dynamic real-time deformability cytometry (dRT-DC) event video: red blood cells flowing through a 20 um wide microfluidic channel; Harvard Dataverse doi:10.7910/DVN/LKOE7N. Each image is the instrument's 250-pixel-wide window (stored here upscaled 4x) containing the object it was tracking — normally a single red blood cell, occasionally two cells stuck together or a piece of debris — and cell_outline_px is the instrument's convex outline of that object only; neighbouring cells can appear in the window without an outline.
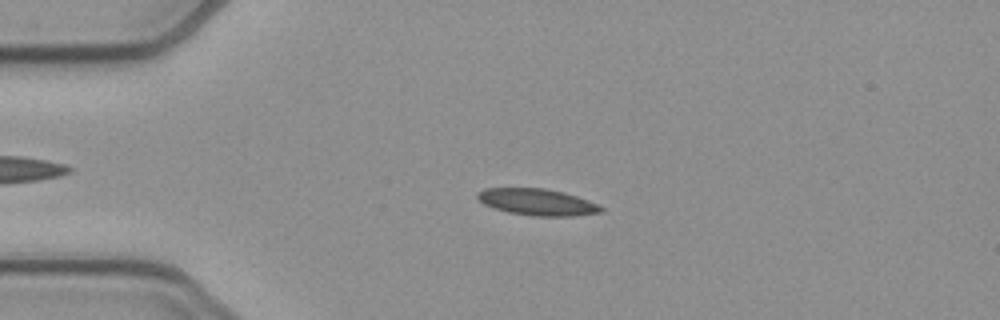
{"species": "common noctule bat (a hibernating species)", "species_latin": "Nyctalus noctula", "temperature_condition": "cold", "stored_images_in_passage": 52, "camera_frame_rate_fps": 3000, "um_per_image_px": 0.085, "animal": {"sex": "female", "body_mass_g": 21.9}, "frame": {"image": 1, "passage_image": 12, "time_ms": 3.667, "image_size_px": [1000, 320], "cell_outline_px": [[604, 212], [572, 216], [532, 216], [508, 212], [492, 208], [476, 200], [476, 192], [484, 188], [544, 188], [564, 192], [588, 200], [604, 208]], "centroid_in_image_um": [45.62, 17.17], "position_along_channel_um": 39.4, "area_um2": 19.36}}
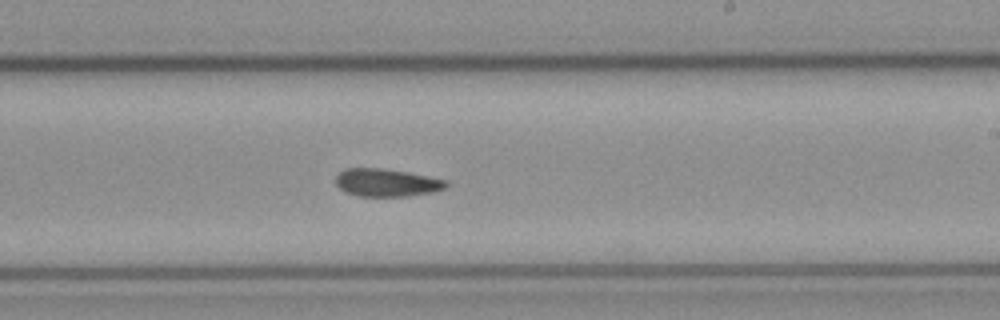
{"frame": {"image": 2, "passage_image": 31, "time_ms": 10.0, "image_size_px": [1000, 320], "cell_outline_px": [[448, 184], [444, 188], [432, 192], [408, 196], [356, 196], [340, 188], [336, 184], [336, 176], [344, 168], [380, 168], [408, 172], [448, 180]], "centroid_in_image_um": [32.87, 15.52], "position_along_channel_um": 256.1, "area_um2": 17.8}}
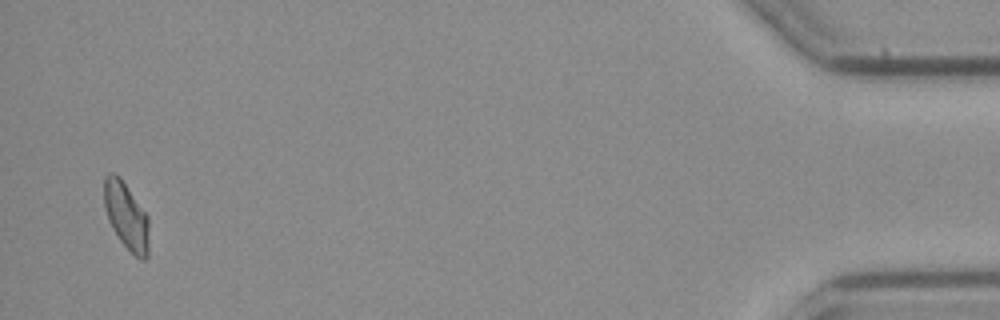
{"frame": {"image": 3, "passage_image": 51, "time_ms": 16.667, "image_size_px": [1000, 320], "cell_outline_px": [[148, 256], [144, 260], [140, 260], [120, 240], [112, 228], [108, 220], [104, 204], [104, 176], [108, 172], [116, 172], [120, 176], [148, 216]], "centroid_in_image_um": [10.72, 18.31], "position_along_channel_um": 424.5, "area_um2": 17.57}, "authors_computed_cell_mechanics": {"area_um2": 18.4382, "velocity_mm_per_s": 3.8755, "shape_relaxation_time_tau1_ms": 9.233, "shape_relaxation_time_tau2_ms": null, "deformation_change_tau1": 0.1748, "deformation_change_tau2": null}}